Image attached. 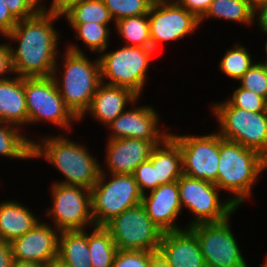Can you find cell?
I'll list each match as a JSON object with an SVG mask.
<instances>
[{
	"mask_svg": "<svg viewBox=\"0 0 267 267\" xmlns=\"http://www.w3.org/2000/svg\"><path fill=\"white\" fill-rule=\"evenodd\" d=\"M61 18L40 9L33 17L18 20L4 37L11 49L15 75L22 78L52 76L63 38L54 23Z\"/></svg>",
	"mask_w": 267,
	"mask_h": 267,
	"instance_id": "cell-1",
	"label": "cell"
},
{
	"mask_svg": "<svg viewBox=\"0 0 267 267\" xmlns=\"http://www.w3.org/2000/svg\"><path fill=\"white\" fill-rule=\"evenodd\" d=\"M35 137L33 141L32 161L44 159L45 163L54 167L57 173L62 174V180L53 182L80 186L91 189L99 179L101 161L97 155H92L85 143L71 140L69 134L57 133L43 134Z\"/></svg>",
	"mask_w": 267,
	"mask_h": 267,
	"instance_id": "cell-2",
	"label": "cell"
},
{
	"mask_svg": "<svg viewBox=\"0 0 267 267\" xmlns=\"http://www.w3.org/2000/svg\"><path fill=\"white\" fill-rule=\"evenodd\" d=\"M264 172H267V159L259 152L219 135L218 173L214 183L224 194L228 193L227 198L238 209L253 200L255 185Z\"/></svg>",
	"mask_w": 267,
	"mask_h": 267,
	"instance_id": "cell-3",
	"label": "cell"
},
{
	"mask_svg": "<svg viewBox=\"0 0 267 267\" xmlns=\"http://www.w3.org/2000/svg\"><path fill=\"white\" fill-rule=\"evenodd\" d=\"M87 55L63 48L51 76L65 105L78 119L89 108L102 83L98 55H94V60Z\"/></svg>",
	"mask_w": 267,
	"mask_h": 267,
	"instance_id": "cell-4",
	"label": "cell"
},
{
	"mask_svg": "<svg viewBox=\"0 0 267 267\" xmlns=\"http://www.w3.org/2000/svg\"><path fill=\"white\" fill-rule=\"evenodd\" d=\"M101 52L98 55L102 82L131 90L139 98L144 95L150 79L151 61L156 55L152 47L126 46Z\"/></svg>",
	"mask_w": 267,
	"mask_h": 267,
	"instance_id": "cell-5",
	"label": "cell"
},
{
	"mask_svg": "<svg viewBox=\"0 0 267 267\" xmlns=\"http://www.w3.org/2000/svg\"><path fill=\"white\" fill-rule=\"evenodd\" d=\"M225 140L256 150L267 159V111L252 112L232 106L226 99L209 105Z\"/></svg>",
	"mask_w": 267,
	"mask_h": 267,
	"instance_id": "cell-6",
	"label": "cell"
},
{
	"mask_svg": "<svg viewBox=\"0 0 267 267\" xmlns=\"http://www.w3.org/2000/svg\"><path fill=\"white\" fill-rule=\"evenodd\" d=\"M24 91L30 126L50 123L59 132L71 133L79 119L65 105L57 86L50 77L24 78ZM41 123V124H40ZM62 129V130H61Z\"/></svg>",
	"mask_w": 267,
	"mask_h": 267,
	"instance_id": "cell-7",
	"label": "cell"
},
{
	"mask_svg": "<svg viewBox=\"0 0 267 267\" xmlns=\"http://www.w3.org/2000/svg\"><path fill=\"white\" fill-rule=\"evenodd\" d=\"M178 186L182 211L192 215L184 223L187 228L199 223L224 221L238 210L229 198L221 196L222 191L213 182L183 174L178 179Z\"/></svg>",
	"mask_w": 267,
	"mask_h": 267,
	"instance_id": "cell-8",
	"label": "cell"
},
{
	"mask_svg": "<svg viewBox=\"0 0 267 267\" xmlns=\"http://www.w3.org/2000/svg\"><path fill=\"white\" fill-rule=\"evenodd\" d=\"M91 191V213L95 226H104L128 208L142 203L133 175L101 172Z\"/></svg>",
	"mask_w": 267,
	"mask_h": 267,
	"instance_id": "cell-9",
	"label": "cell"
},
{
	"mask_svg": "<svg viewBox=\"0 0 267 267\" xmlns=\"http://www.w3.org/2000/svg\"><path fill=\"white\" fill-rule=\"evenodd\" d=\"M50 184L51 207L43 211V217L45 215L50 224L59 232L86 230L95 226L89 189L56 182Z\"/></svg>",
	"mask_w": 267,
	"mask_h": 267,
	"instance_id": "cell-10",
	"label": "cell"
},
{
	"mask_svg": "<svg viewBox=\"0 0 267 267\" xmlns=\"http://www.w3.org/2000/svg\"><path fill=\"white\" fill-rule=\"evenodd\" d=\"M233 215L235 216L233 213L224 221L199 223L189 227L199 241L206 267H249L248 259L240 248V242L230 223Z\"/></svg>",
	"mask_w": 267,
	"mask_h": 267,
	"instance_id": "cell-11",
	"label": "cell"
},
{
	"mask_svg": "<svg viewBox=\"0 0 267 267\" xmlns=\"http://www.w3.org/2000/svg\"><path fill=\"white\" fill-rule=\"evenodd\" d=\"M103 227L121 251H158L164 233L147 215L142 203L123 211Z\"/></svg>",
	"mask_w": 267,
	"mask_h": 267,
	"instance_id": "cell-12",
	"label": "cell"
},
{
	"mask_svg": "<svg viewBox=\"0 0 267 267\" xmlns=\"http://www.w3.org/2000/svg\"><path fill=\"white\" fill-rule=\"evenodd\" d=\"M210 132L187 135V132L179 134L170 130L169 136L181 149L183 174L214 183L218 173L219 134L215 130Z\"/></svg>",
	"mask_w": 267,
	"mask_h": 267,
	"instance_id": "cell-13",
	"label": "cell"
},
{
	"mask_svg": "<svg viewBox=\"0 0 267 267\" xmlns=\"http://www.w3.org/2000/svg\"><path fill=\"white\" fill-rule=\"evenodd\" d=\"M139 99L142 98H138L105 127L108 132L106 139L137 138L151 141L157 146L169 136L172 126L161 124L158 109L153 105H140L142 100Z\"/></svg>",
	"mask_w": 267,
	"mask_h": 267,
	"instance_id": "cell-14",
	"label": "cell"
},
{
	"mask_svg": "<svg viewBox=\"0 0 267 267\" xmlns=\"http://www.w3.org/2000/svg\"><path fill=\"white\" fill-rule=\"evenodd\" d=\"M148 20L152 48L156 53L163 43L168 45L183 41L195 35V31L200 28V20L179 3L152 5Z\"/></svg>",
	"mask_w": 267,
	"mask_h": 267,
	"instance_id": "cell-15",
	"label": "cell"
},
{
	"mask_svg": "<svg viewBox=\"0 0 267 267\" xmlns=\"http://www.w3.org/2000/svg\"><path fill=\"white\" fill-rule=\"evenodd\" d=\"M101 172L133 175L136 168L150 159L156 145L137 138L105 139ZM107 170V171H106Z\"/></svg>",
	"mask_w": 267,
	"mask_h": 267,
	"instance_id": "cell-16",
	"label": "cell"
},
{
	"mask_svg": "<svg viewBox=\"0 0 267 267\" xmlns=\"http://www.w3.org/2000/svg\"><path fill=\"white\" fill-rule=\"evenodd\" d=\"M60 232L47 219L11 242L13 260L48 265L58 255Z\"/></svg>",
	"mask_w": 267,
	"mask_h": 267,
	"instance_id": "cell-17",
	"label": "cell"
},
{
	"mask_svg": "<svg viewBox=\"0 0 267 267\" xmlns=\"http://www.w3.org/2000/svg\"><path fill=\"white\" fill-rule=\"evenodd\" d=\"M142 204L145 206L147 215L163 232L187 228L179 224L178 220L184 212L179 200L178 181L159 185L156 189L144 194Z\"/></svg>",
	"mask_w": 267,
	"mask_h": 267,
	"instance_id": "cell-18",
	"label": "cell"
},
{
	"mask_svg": "<svg viewBox=\"0 0 267 267\" xmlns=\"http://www.w3.org/2000/svg\"><path fill=\"white\" fill-rule=\"evenodd\" d=\"M139 97L131 90L115 85L101 83L92 97L91 104L86 112L79 118V124L85 117H91L93 122L105 127L115 120ZM88 115V116H86Z\"/></svg>",
	"mask_w": 267,
	"mask_h": 267,
	"instance_id": "cell-19",
	"label": "cell"
},
{
	"mask_svg": "<svg viewBox=\"0 0 267 267\" xmlns=\"http://www.w3.org/2000/svg\"><path fill=\"white\" fill-rule=\"evenodd\" d=\"M158 252L172 267H206L199 241L189 228L164 232Z\"/></svg>",
	"mask_w": 267,
	"mask_h": 267,
	"instance_id": "cell-20",
	"label": "cell"
},
{
	"mask_svg": "<svg viewBox=\"0 0 267 267\" xmlns=\"http://www.w3.org/2000/svg\"><path fill=\"white\" fill-rule=\"evenodd\" d=\"M30 207L24 205L22 201L7 199L0 201V240L12 242L16 238L23 236L33 229L42 219L32 211ZM39 217V218H38Z\"/></svg>",
	"mask_w": 267,
	"mask_h": 267,
	"instance_id": "cell-21",
	"label": "cell"
},
{
	"mask_svg": "<svg viewBox=\"0 0 267 267\" xmlns=\"http://www.w3.org/2000/svg\"><path fill=\"white\" fill-rule=\"evenodd\" d=\"M0 121L23 128V131L28 127L24 78L18 75L0 80Z\"/></svg>",
	"mask_w": 267,
	"mask_h": 267,
	"instance_id": "cell-22",
	"label": "cell"
},
{
	"mask_svg": "<svg viewBox=\"0 0 267 267\" xmlns=\"http://www.w3.org/2000/svg\"><path fill=\"white\" fill-rule=\"evenodd\" d=\"M111 26V27H110ZM68 27L73 30L74 37L77 40V43H73L70 39L67 42V44H64V48H66L69 51L75 52V53H87L89 52V56L91 54L99 55L101 52L105 51L110 46V38L112 33L111 29L115 26H112L111 24H100L96 22H86L81 24H68ZM82 42L81 45L85 46L84 50L81 49V45H79ZM86 49V51H85ZM91 51V53H90Z\"/></svg>",
	"mask_w": 267,
	"mask_h": 267,
	"instance_id": "cell-23",
	"label": "cell"
},
{
	"mask_svg": "<svg viewBox=\"0 0 267 267\" xmlns=\"http://www.w3.org/2000/svg\"><path fill=\"white\" fill-rule=\"evenodd\" d=\"M149 160L155 168L158 186L178 181L183 175L182 152L170 136L153 149Z\"/></svg>",
	"mask_w": 267,
	"mask_h": 267,
	"instance_id": "cell-24",
	"label": "cell"
},
{
	"mask_svg": "<svg viewBox=\"0 0 267 267\" xmlns=\"http://www.w3.org/2000/svg\"><path fill=\"white\" fill-rule=\"evenodd\" d=\"M57 257L71 267H92L88 229L60 232Z\"/></svg>",
	"mask_w": 267,
	"mask_h": 267,
	"instance_id": "cell-25",
	"label": "cell"
},
{
	"mask_svg": "<svg viewBox=\"0 0 267 267\" xmlns=\"http://www.w3.org/2000/svg\"><path fill=\"white\" fill-rule=\"evenodd\" d=\"M254 7L250 0H213L206 14L200 19V27L210 19L224 20L253 27Z\"/></svg>",
	"mask_w": 267,
	"mask_h": 267,
	"instance_id": "cell-26",
	"label": "cell"
},
{
	"mask_svg": "<svg viewBox=\"0 0 267 267\" xmlns=\"http://www.w3.org/2000/svg\"><path fill=\"white\" fill-rule=\"evenodd\" d=\"M26 132V133H25ZM26 131L0 121V157L12 160H32L33 141Z\"/></svg>",
	"mask_w": 267,
	"mask_h": 267,
	"instance_id": "cell-27",
	"label": "cell"
},
{
	"mask_svg": "<svg viewBox=\"0 0 267 267\" xmlns=\"http://www.w3.org/2000/svg\"><path fill=\"white\" fill-rule=\"evenodd\" d=\"M113 33L126 46L152 47L148 14L127 17L115 22Z\"/></svg>",
	"mask_w": 267,
	"mask_h": 267,
	"instance_id": "cell-28",
	"label": "cell"
},
{
	"mask_svg": "<svg viewBox=\"0 0 267 267\" xmlns=\"http://www.w3.org/2000/svg\"><path fill=\"white\" fill-rule=\"evenodd\" d=\"M230 46L219 59L218 71L234 81H239L257 60L247 45L235 41Z\"/></svg>",
	"mask_w": 267,
	"mask_h": 267,
	"instance_id": "cell-29",
	"label": "cell"
},
{
	"mask_svg": "<svg viewBox=\"0 0 267 267\" xmlns=\"http://www.w3.org/2000/svg\"><path fill=\"white\" fill-rule=\"evenodd\" d=\"M88 247L92 267H111L117 252L111 234L103 226L88 229Z\"/></svg>",
	"mask_w": 267,
	"mask_h": 267,
	"instance_id": "cell-30",
	"label": "cell"
},
{
	"mask_svg": "<svg viewBox=\"0 0 267 267\" xmlns=\"http://www.w3.org/2000/svg\"><path fill=\"white\" fill-rule=\"evenodd\" d=\"M62 19H64L67 24L96 22L115 25L103 0H82L67 12Z\"/></svg>",
	"mask_w": 267,
	"mask_h": 267,
	"instance_id": "cell-31",
	"label": "cell"
},
{
	"mask_svg": "<svg viewBox=\"0 0 267 267\" xmlns=\"http://www.w3.org/2000/svg\"><path fill=\"white\" fill-rule=\"evenodd\" d=\"M114 22L120 19L148 14L150 0H103Z\"/></svg>",
	"mask_w": 267,
	"mask_h": 267,
	"instance_id": "cell-32",
	"label": "cell"
},
{
	"mask_svg": "<svg viewBox=\"0 0 267 267\" xmlns=\"http://www.w3.org/2000/svg\"><path fill=\"white\" fill-rule=\"evenodd\" d=\"M237 83L267 100V68L262 60L256 61Z\"/></svg>",
	"mask_w": 267,
	"mask_h": 267,
	"instance_id": "cell-33",
	"label": "cell"
},
{
	"mask_svg": "<svg viewBox=\"0 0 267 267\" xmlns=\"http://www.w3.org/2000/svg\"><path fill=\"white\" fill-rule=\"evenodd\" d=\"M226 99L232 106L252 112L267 111V100L252 91L234 86L233 91Z\"/></svg>",
	"mask_w": 267,
	"mask_h": 267,
	"instance_id": "cell-34",
	"label": "cell"
},
{
	"mask_svg": "<svg viewBox=\"0 0 267 267\" xmlns=\"http://www.w3.org/2000/svg\"><path fill=\"white\" fill-rule=\"evenodd\" d=\"M157 252L146 250H117L111 267H150V260Z\"/></svg>",
	"mask_w": 267,
	"mask_h": 267,
	"instance_id": "cell-35",
	"label": "cell"
},
{
	"mask_svg": "<svg viewBox=\"0 0 267 267\" xmlns=\"http://www.w3.org/2000/svg\"><path fill=\"white\" fill-rule=\"evenodd\" d=\"M141 193L144 195L158 187L156 180L155 168L152 162L148 159L142 162L133 174Z\"/></svg>",
	"mask_w": 267,
	"mask_h": 267,
	"instance_id": "cell-36",
	"label": "cell"
},
{
	"mask_svg": "<svg viewBox=\"0 0 267 267\" xmlns=\"http://www.w3.org/2000/svg\"><path fill=\"white\" fill-rule=\"evenodd\" d=\"M4 2L17 20L31 18L41 9L40 0H5Z\"/></svg>",
	"mask_w": 267,
	"mask_h": 267,
	"instance_id": "cell-37",
	"label": "cell"
},
{
	"mask_svg": "<svg viewBox=\"0 0 267 267\" xmlns=\"http://www.w3.org/2000/svg\"><path fill=\"white\" fill-rule=\"evenodd\" d=\"M82 0H47L49 4L41 1V10L56 16L63 17L69 12L74 6L79 4ZM48 5V7H47Z\"/></svg>",
	"mask_w": 267,
	"mask_h": 267,
	"instance_id": "cell-38",
	"label": "cell"
},
{
	"mask_svg": "<svg viewBox=\"0 0 267 267\" xmlns=\"http://www.w3.org/2000/svg\"><path fill=\"white\" fill-rule=\"evenodd\" d=\"M2 39L3 41L0 43V80L7 79L14 75L11 49L6 39L1 38V40Z\"/></svg>",
	"mask_w": 267,
	"mask_h": 267,
	"instance_id": "cell-39",
	"label": "cell"
},
{
	"mask_svg": "<svg viewBox=\"0 0 267 267\" xmlns=\"http://www.w3.org/2000/svg\"><path fill=\"white\" fill-rule=\"evenodd\" d=\"M0 0V38H4L12 31L18 20L11 14L8 6Z\"/></svg>",
	"mask_w": 267,
	"mask_h": 267,
	"instance_id": "cell-40",
	"label": "cell"
},
{
	"mask_svg": "<svg viewBox=\"0 0 267 267\" xmlns=\"http://www.w3.org/2000/svg\"><path fill=\"white\" fill-rule=\"evenodd\" d=\"M212 1L213 0H180L179 4L200 20L208 11Z\"/></svg>",
	"mask_w": 267,
	"mask_h": 267,
	"instance_id": "cell-41",
	"label": "cell"
},
{
	"mask_svg": "<svg viewBox=\"0 0 267 267\" xmlns=\"http://www.w3.org/2000/svg\"><path fill=\"white\" fill-rule=\"evenodd\" d=\"M254 25H257L260 32L267 36V1L254 7L253 26Z\"/></svg>",
	"mask_w": 267,
	"mask_h": 267,
	"instance_id": "cell-42",
	"label": "cell"
},
{
	"mask_svg": "<svg viewBox=\"0 0 267 267\" xmlns=\"http://www.w3.org/2000/svg\"><path fill=\"white\" fill-rule=\"evenodd\" d=\"M13 263L11 243L0 240V267H11Z\"/></svg>",
	"mask_w": 267,
	"mask_h": 267,
	"instance_id": "cell-43",
	"label": "cell"
},
{
	"mask_svg": "<svg viewBox=\"0 0 267 267\" xmlns=\"http://www.w3.org/2000/svg\"><path fill=\"white\" fill-rule=\"evenodd\" d=\"M150 267H172L166 259L157 252L150 260Z\"/></svg>",
	"mask_w": 267,
	"mask_h": 267,
	"instance_id": "cell-44",
	"label": "cell"
},
{
	"mask_svg": "<svg viewBox=\"0 0 267 267\" xmlns=\"http://www.w3.org/2000/svg\"><path fill=\"white\" fill-rule=\"evenodd\" d=\"M11 267H46V265L38 262L13 260Z\"/></svg>",
	"mask_w": 267,
	"mask_h": 267,
	"instance_id": "cell-45",
	"label": "cell"
},
{
	"mask_svg": "<svg viewBox=\"0 0 267 267\" xmlns=\"http://www.w3.org/2000/svg\"><path fill=\"white\" fill-rule=\"evenodd\" d=\"M46 267H71V266L64 263L57 257L53 259Z\"/></svg>",
	"mask_w": 267,
	"mask_h": 267,
	"instance_id": "cell-46",
	"label": "cell"
},
{
	"mask_svg": "<svg viewBox=\"0 0 267 267\" xmlns=\"http://www.w3.org/2000/svg\"><path fill=\"white\" fill-rule=\"evenodd\" d=\"M180 0H150L152 5L156 4H170V3H179Z\"/></svg>",
	"mask_w": 267,
	"mask_h": 267,
	"instance_id": "cell-47",
	"label": "cell"
},
{
	"mask_svg": "<svg viewBox=\"0 0 267 267\" xmlns=\"http://www.w3.org/2000/svg\"><path fill=\"white\" fill-rule=\"evenodd\" d=\"M267 0H250V3L253 7L257 6L260 3L266 2Z\"/></svg>",
	"mask_w": 267,
	"mask_h": 267,
	"instance_id": "cell-48",
	"label": "cell"
},
{
	"mask_svg": "<svg viewBox=\"0 0 267 267\" xmlns=\"http://www.w3.org/2000/svg\"><path fill=\"white\" fill-rule=\"evenodd\" d=\"M263 49H264V51H265L264 53L266 55V56L264 55V57H266V58L264 59V57H263L262 58L263 59L262 61L263 62H267V39L265 40V44H264V48Z\"/></svg>",
	"mask_w": 267,
	"mask_h": 267,
	"instance_id": "cell-49",
	"label": "cell"
},
{
	"mask_svg": "<svg viewBox=\"0 0 267 267\" xmlns=\"http://www.w3.org/2000/svg\"><path fill=\"white\" fill-rule=\"evenodd\" d=\"M260 267H267V254L265 255V258L263 259V264H258Z\"/></svg>",
	"mask_w": 267,
	"mask_h": 267,
	"instance_id": "cell-50",
	"label": "cell"
}]
</instances>
